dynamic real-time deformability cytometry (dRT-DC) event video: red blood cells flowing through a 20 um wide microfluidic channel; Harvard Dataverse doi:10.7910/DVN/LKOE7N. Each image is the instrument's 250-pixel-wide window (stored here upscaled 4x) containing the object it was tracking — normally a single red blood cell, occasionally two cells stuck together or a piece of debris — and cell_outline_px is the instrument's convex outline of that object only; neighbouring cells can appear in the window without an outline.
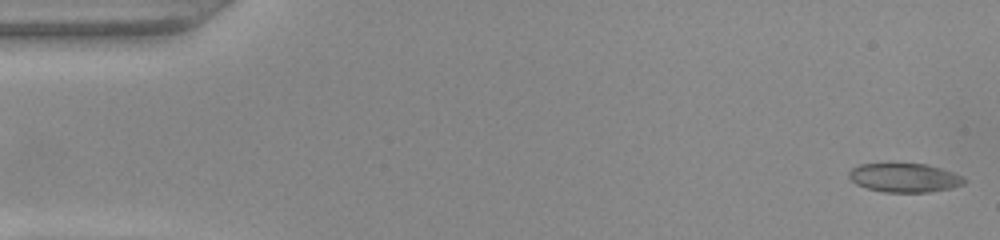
{"species": "common noctule bat (a hibernating species)", "species_latin": "Nyctalus noctula", "temperature_condition": "warm", "stored_images_in_passage": 50, "camera_frame_rate_fps": 3000, "um_per_image_px": 0.085, "animal": {"sex": "female", "body_mass_g": 22.0, "forearm_length_mm": 56.7}, "frame": {"image": 1, "passage_image": 1, "time_ms": 0.0, "image_size_px": [1000, 240], "cell_outline_px": [[968, 180], [964, 184], [952, 188], [928, 192], [884, 192], [868, 188], [856, 184], [848, 176], [848, 172], [852, 168], [860, 164], [888, 160], [892, 160], [928, 164], [964, 176]], "centroid_in_image_um": [76.86, 15.04], "position_along_channel_um": 8.1, "area_um2": 20.46}}
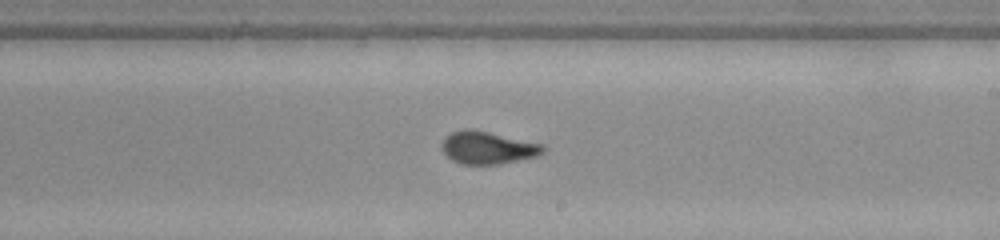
{"frame": {"image": 2, "passage_image": 29, "time_ms": 9.333, "image_size_px": [1000, 240], "cell_outline_px": [[544, 152], [536, 156], [500, 164], [460, 164], [452, 160], [440, 148], [440, 144], [444, 136], [452, 132], [464, 128], [468, 128], [488, 132], [544, 144]], "centroid_in_image_um": [41.41, 12.55], "position_along_channel_um": 247.6, "area_um2": 19.25}}
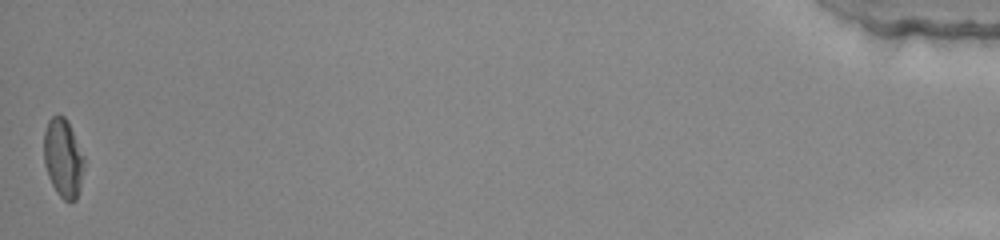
{"frame": {"image": 3, "passage_image": 50, "time_ms": 16.333, "image_size_px": [1000, 240], "cell_outline_px": [[84, 168], [80, 188], [76, 200], [72, 204], [68, 204], [56, 192], [48, 176], [44, 164], [44, 132], [48, 120], [52, 116], [64, 116], [68, 120], [84, 156]], "centroid_in_image_um": [5.38, 13.47], "position_along_channel_um": 429.8, "area_um2": 18.73}, "authors_computed_cell_mechanics": {"area_um2": 19.1896, "velocity_mm_per_s": 4.0315, "shape_relaxation_time_tau1_ms": 4.7867, "shape_relaxation_time_tau2_ms": 1.2653, "deformation_change_tau1": 0.1807, "deformation_change_tau2": 0.0871}}